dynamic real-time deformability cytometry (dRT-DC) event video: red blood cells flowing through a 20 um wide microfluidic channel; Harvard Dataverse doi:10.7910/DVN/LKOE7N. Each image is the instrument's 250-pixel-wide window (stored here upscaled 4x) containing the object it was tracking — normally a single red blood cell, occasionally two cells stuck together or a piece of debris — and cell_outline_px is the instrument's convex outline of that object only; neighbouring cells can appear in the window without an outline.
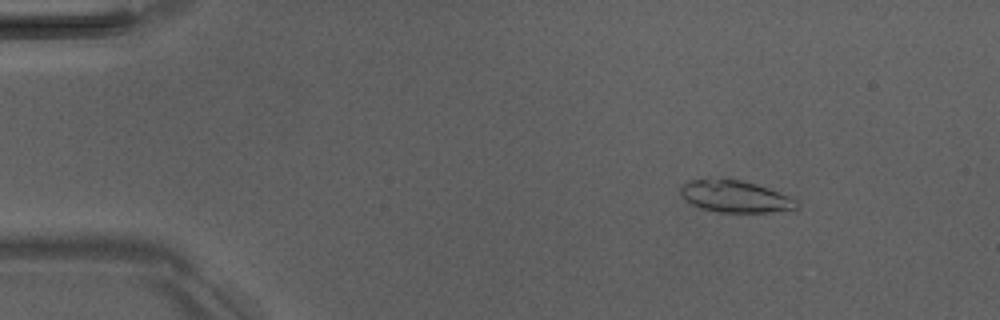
{"species": "Egyptian fruit bat (a non-hibernating species)", "species_latin": "Rousettus aegyptiacus", "temperature_condition": "room temperature", "stored_images_in_passage": 4, "camera_frame_rate_fps": 3000, "um_per_image_px": 0.085, "animal": {"sex": "male"}, "frame": {"image": 1, "passage_image": 1, "time_ms": 0.0, "image_size_px": [1000, 320], "cell_outline_px": [[800, 204], [796, 208], [768, 212], [720, 212], [700, 208], [684, 200], [680, 192], [680, 184], [688, 180], [708, 176], [740, 180], [756, 184], [768, 188], [788, 196], [796, 200]], "centroid_in_image_um": [62.38, 16.66], "position_along_channel_um": 22.6, "area_um2": 21.96}}